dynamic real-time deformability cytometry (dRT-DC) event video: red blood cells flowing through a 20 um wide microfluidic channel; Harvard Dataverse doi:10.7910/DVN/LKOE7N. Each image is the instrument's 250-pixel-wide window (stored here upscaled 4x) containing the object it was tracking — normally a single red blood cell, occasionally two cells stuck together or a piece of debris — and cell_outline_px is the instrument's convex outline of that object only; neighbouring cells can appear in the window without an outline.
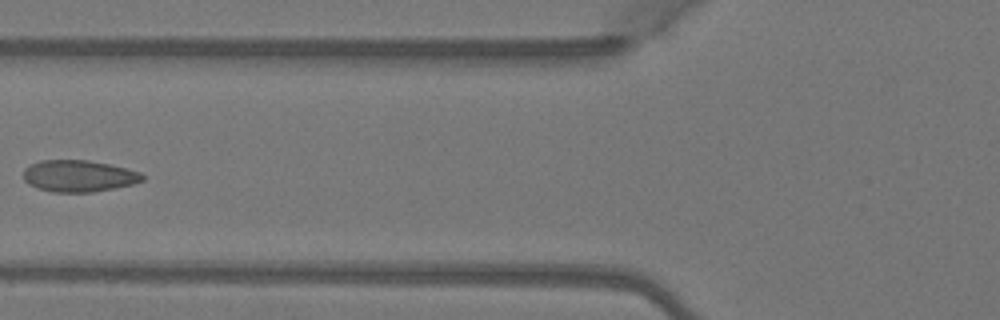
{"species": "Egyptian fruit bat (a non-hibernating species)", "species_latin": "Rousettus aegyptiacus", "temperature_condition": "warm", "stored_images_in_passage": 6, "camera_frame_rate_fps": 3000, "um_per_image_px": 0.085, "animal": {"sex": "female"}, "frame": {"image": 1, "passage_image": 6, "time_ms": 1.667, "image_size_px": [1000, 320], "cell_outline_px": [[144, 180], [132, 184], [92, 192], [52, 192], [28, 184], [24, 180], [24, 168], [28, 164], [40, 160], [88, 160], [108, 164], [140, 172], [144, 176]], "centroid_in_image_um": [6.65, 14.95], "position_along_channel_um": 119.1, "area_um2": 21.85}}